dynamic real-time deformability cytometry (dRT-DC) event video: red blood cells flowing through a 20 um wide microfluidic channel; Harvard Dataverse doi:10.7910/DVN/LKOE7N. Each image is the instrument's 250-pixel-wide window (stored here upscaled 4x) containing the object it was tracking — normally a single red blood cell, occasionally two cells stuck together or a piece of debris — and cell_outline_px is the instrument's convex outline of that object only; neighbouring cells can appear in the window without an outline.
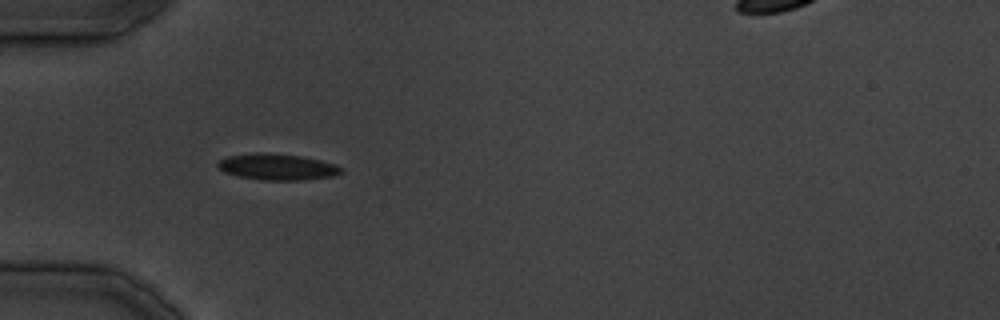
{"species": "common noctule bat (a hibernating species)", "species_latin": "Nyctalus noctula", "temperature_condition": "cold", "stored_images_in_passage": 25, "camera_frame_rate_fps": 3000, "um_per_image_px": 0.085, "animal": {"sex": "male", "body_mass_g": 19.5, "forearm_length_mm": 54.6}, "frame": {"image": 1, "passage_image": 1, "time_ms": 0.0, "image_size_px": [1000, 320], "cell_outline_px": [[344, 172], [332, 176], [304, 180], [260, 180], [240, 176], [224, 172], [216, 164], [220, 160], [228, 156], [256, 152], [268, 152], [300, 156], [320, 160], [336, 164], [344, 168]], "centroid_in_image_um": [23.6, 14.18], "position_along_channel_um": 61.4, "area_um2": 18.96}}
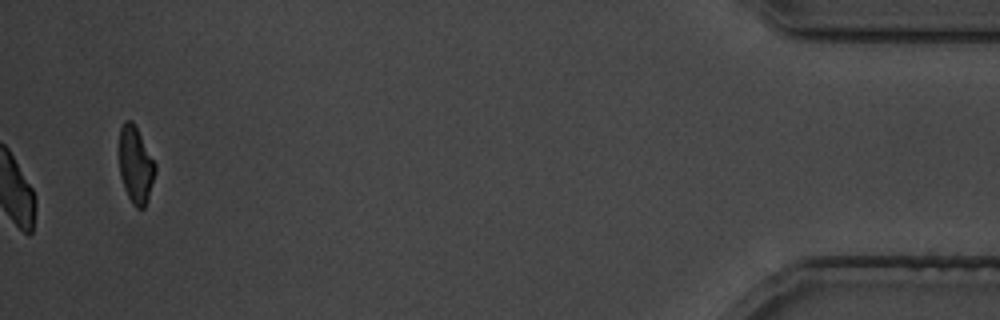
{"frame": {"image": 2, "passage_image": 25, "time_ms": 29.333, "image_size_px": [1000, 320], "cell_outline_px": [[156, 172], [148, 200], [144, 208], [136, 208], [132, 204], [128, 196], [120, 176], [120, 128], [124, 120], [132, 120], [156, 164]], "centroid_in_image_um": [11.54, 14.04], "position_along_channel_um": 423.7, "area_um2": 16.01}}